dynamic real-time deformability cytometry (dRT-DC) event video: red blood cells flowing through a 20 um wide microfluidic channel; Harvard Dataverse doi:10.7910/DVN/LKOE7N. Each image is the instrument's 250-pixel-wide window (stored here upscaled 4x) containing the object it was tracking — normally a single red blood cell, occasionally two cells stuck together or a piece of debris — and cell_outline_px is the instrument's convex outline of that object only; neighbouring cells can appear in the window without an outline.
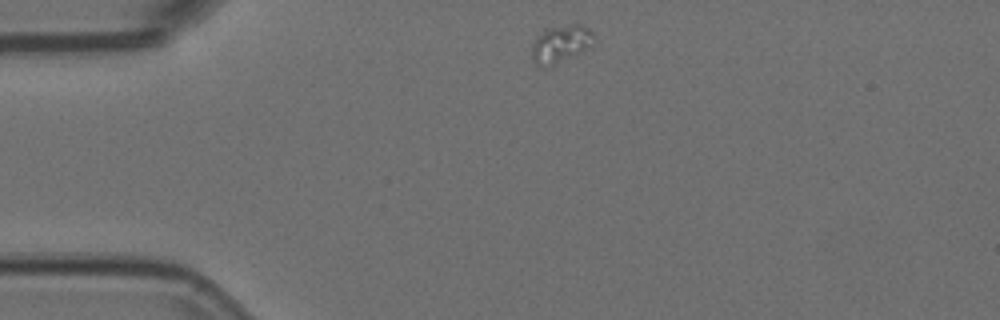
{"species": "Egyptian fruit bat (a non-hibernating species)", "species_latin": "Rousettus aegyptiacus", "temperature_condition": "room temperature", "stored_images_in_passage": 3, "camera_frame_rate_fps": 3000, "um_per_image_px": 0.085, "animal": {"sex": "female"}, "frame": {"image": 1, "passage_image": 1, "time_ms": 0.0, "image_size_px": [1000, 320], "cell_outline_px": [[596, 40], [588, 48], [552, 68], [544, 68], [536, 64], [532, 60], [532, 44], [536, 36], [552, 28], [572, 24], [580, 24], [588, 28], [596, 36]], "centroid_in_image_um": [47.68, 3.79], "position_along_channel_um": 37.3, "area_um2": 13.81}}